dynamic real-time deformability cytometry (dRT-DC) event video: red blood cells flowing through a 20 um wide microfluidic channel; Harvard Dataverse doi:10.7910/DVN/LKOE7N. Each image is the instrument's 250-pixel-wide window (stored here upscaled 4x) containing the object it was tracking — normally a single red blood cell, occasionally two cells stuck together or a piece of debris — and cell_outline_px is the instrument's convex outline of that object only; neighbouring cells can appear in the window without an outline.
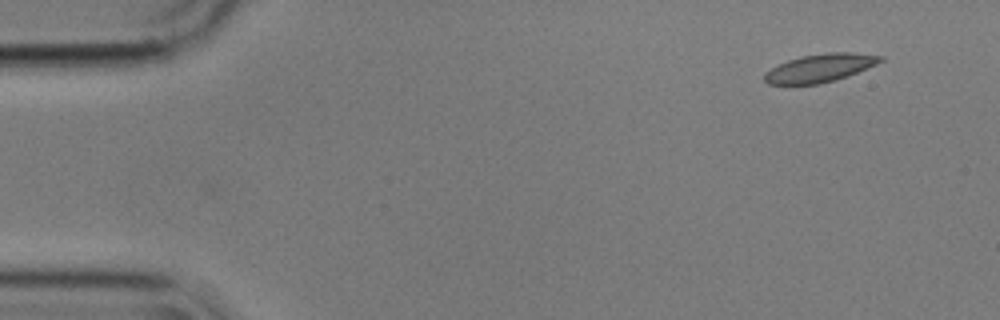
{"species": "common noctule bat (a hibernating species)", "species_latin": "Nyctalus noctula", "temperature_condition": "cold", "stored_images_in_passage": 47, "camera_frame_rate_fps": 3000, "um_per_image_px": 0.085, "animal": {"sex": "male", "body_mass_g": 17.9}, "frame": {"image": 1, "passage_image": 1, "time_ms": 0.0, "image_size_px": [1000, 320], "cell_outline_px": [[884, 60], [876, 64], [856, 72], [832, 80], [816, 84], [768, 84], [764, 80], [764, 72], [788, 60], [804, 56], [828, 52], [852, 52], [884, 56]], "centroid_in_image_um": [69.69, 5.77], "position_along_channel_um": 15.3, "area_um2": 18.55}}
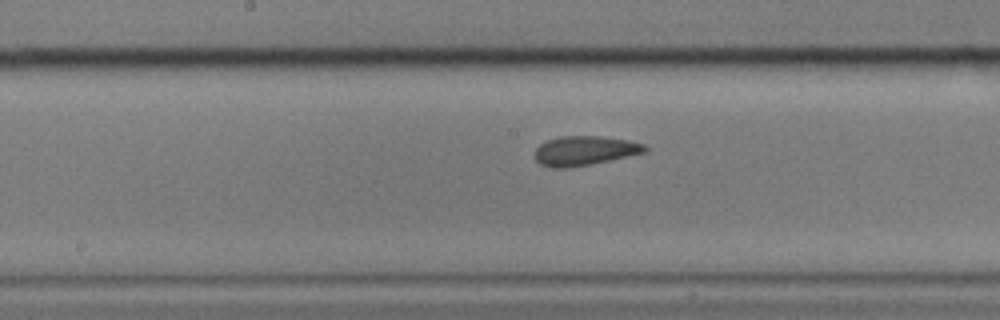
{"frame": {"image": 2, "passage_image": 25, "time_ms": 8.0, "image_size_px": [1000, 320], "cell_outline_px": [[648, 152], [588, 164], [564, 168], [556, 168], [540, 164], [536, 160], [536, 148], [540, 144], [548, 140], [560, 136], [600, 136], [628, 140], [644, 144], [648, 148]], "centroid_in_image_um": [49.71, 12.79], "position_along_channel_um": 198.5, "area_um2": 18.61}}
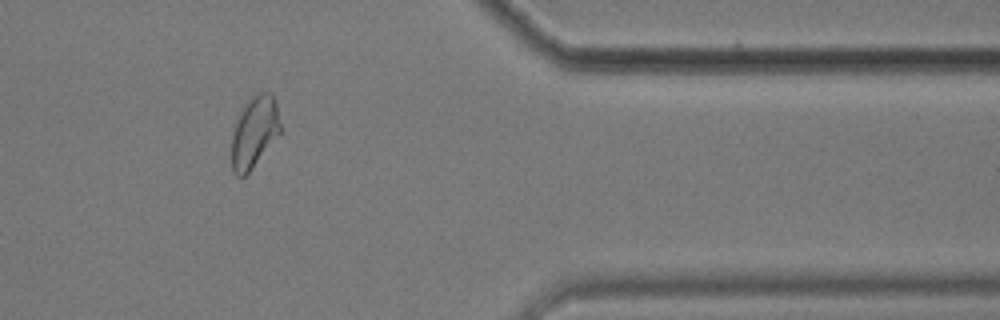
{"frame": {"image": 3, "passage_image": 43, "time_ms": 14.0, "image_size_px": [1000, 320], "cell_outline_px": [[280, 132], [252, 168], [244, 176], [236, 176], [232, 172], [232, 132], [236, 116], [244, 104], [252, 96], [260, 92], [272, 92], [276, 100], [280, 124]], "centroid_in_image_um": [21.59, 11.18], "position_along_channel_um": 389.8, "area_um2": 20.35}, "authors_computed_cell_mechanics": {"area_um2": 18.785, "velocity_mm_per_s": 3.5381, "shape_relaxation_time_tau1_ms": 4.5858, "shape_relaxation_time_tau2_ms": 1.6036, "deformation_change_tau1": 0.1349, "deformation_change_tau2": 0.0686}}